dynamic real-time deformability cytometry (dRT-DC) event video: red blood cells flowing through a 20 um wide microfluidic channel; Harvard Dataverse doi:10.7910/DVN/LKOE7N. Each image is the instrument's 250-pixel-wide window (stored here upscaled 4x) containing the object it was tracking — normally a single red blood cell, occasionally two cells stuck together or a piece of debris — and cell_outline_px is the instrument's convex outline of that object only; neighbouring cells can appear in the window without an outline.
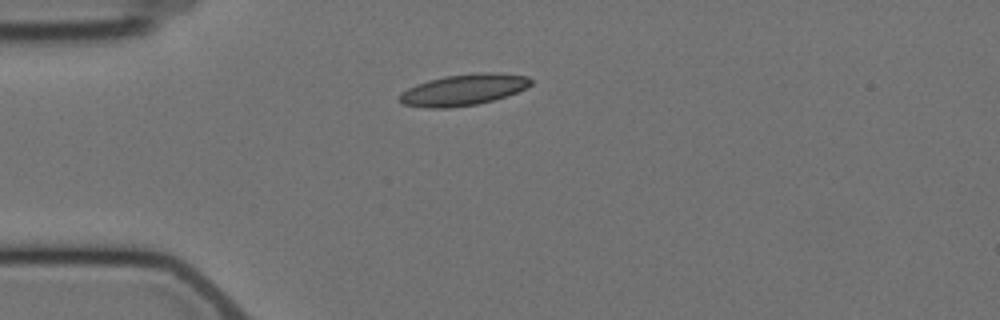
{"species": "Egyptian fruit bat (a non-hibernating species)", "species_latin": "Rousettus aegyptiacus", "temperature_condition": "cold", "stored_images_in_passage": 5, "camera_frame_rate_fps": 3000, "um_per_image_px": 0.085, "animal": {"sex": "female"}, "frame": {"image": 1, "passage_image": 1, "time_ms": 0.0, "image_size_px": [1000, 320], "cell_outline_px": [[532, 84], [516, 92], [492, 100], [476, 104], [448, 108], [424, 108], [404, 104], [400, 100], [400, 92], [416, 84], [428, 80], [444, 76], [480, 72], [500, 72], [528, 76], [532, 80]], "centroid_in_image_um": [39.39, 7.62], "position_along_channel_um": 45.6, "area_um2": 23.87}}
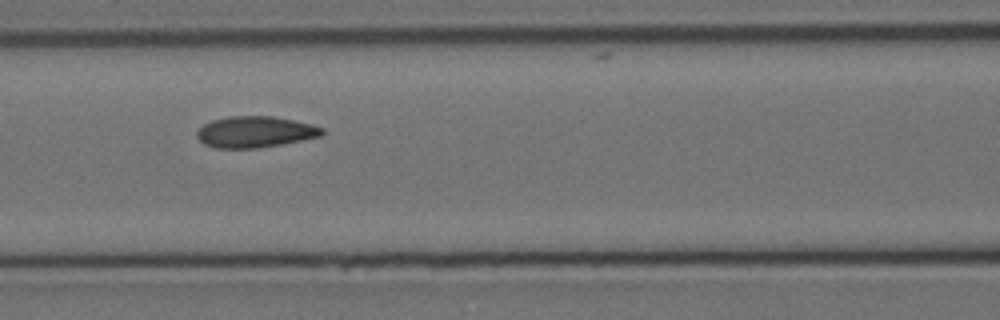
{"frame": {"image": 2, "passage_image": 4, "time_ms": 3.333, "image_size_px": [1000, 320], "cell_outline_px": [[324, 132], [320, 136], [280, 144], [256, 148], [216, 148], [204, 144], [196, 136], [196, 132], [204, 124], [212, 120], [228, 116], [272, 116], [312, 124], [324, 128]], "centroid_in_image_um": [21.66, 11.2], "position_along_channel_um": 144.9, "area_um2": 22.6}}
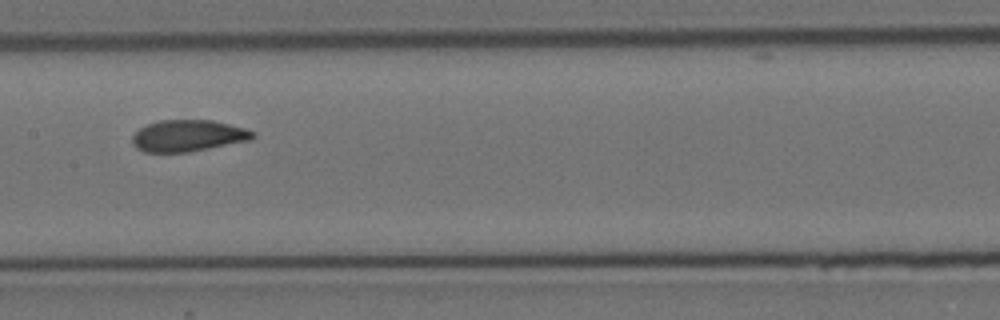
{"frame": {"image": 3, "passage_image": 5, "time_ms": 4.667, "image_size_px": [1000, 320], "cell_outline_px": [[256, 136], [252, 140], [188, 152], [144, 152], [136, 148], [132, 144], [132, 136], [140, 128], [148, 124], [160, 120], [212, 120], [244, 128], [256, 132]], "centroid_in_image_um": [16.0, 11.54], "position_along_channel_um": 191.4, "area_um2": 22.2}}